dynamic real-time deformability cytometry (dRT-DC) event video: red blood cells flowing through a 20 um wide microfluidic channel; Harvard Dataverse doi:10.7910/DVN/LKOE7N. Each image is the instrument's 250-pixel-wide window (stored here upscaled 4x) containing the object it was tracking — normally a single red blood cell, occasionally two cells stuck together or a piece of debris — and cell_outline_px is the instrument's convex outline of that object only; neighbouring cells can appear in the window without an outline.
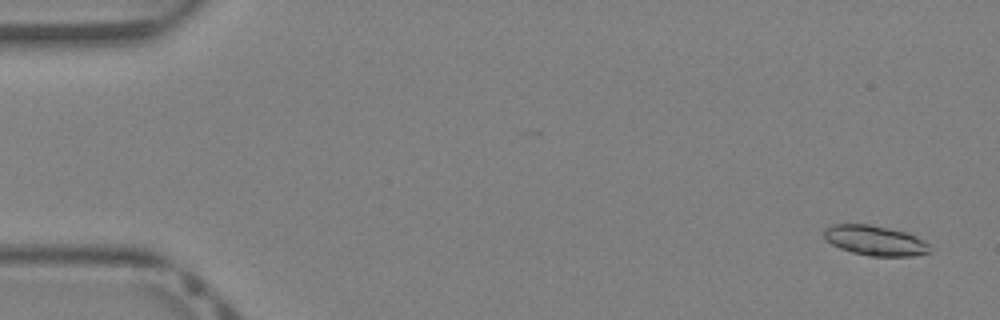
{"species": "Egyptian fruit bat (a non-hibernating species)", "species_latin": "Rousettus aegyptiacus", "temperature_condition": "warm", "stored_images_in_passage": 41, "camera_frame_rate_fps": 3000, "um_per_image_px": 0.085, "animal": {"sex": "female"}, "frame": {"image": 1, "passage_image": 2, "time_ms": 0.333, "image_size_px": [1000, 320], "cell_outline_px": [[928, 252], [912, 256], [872, 256], [852, 252], [840, 248], [832, 244], [824, 236], [824, 228], [832, 224], [868, 224], [908, 232], [924, 240], [928, 244]], "centroid_in_image_um": [74.36, 20.43], "position_along_channel_um": 10.6, "area_um2": 18.32}}
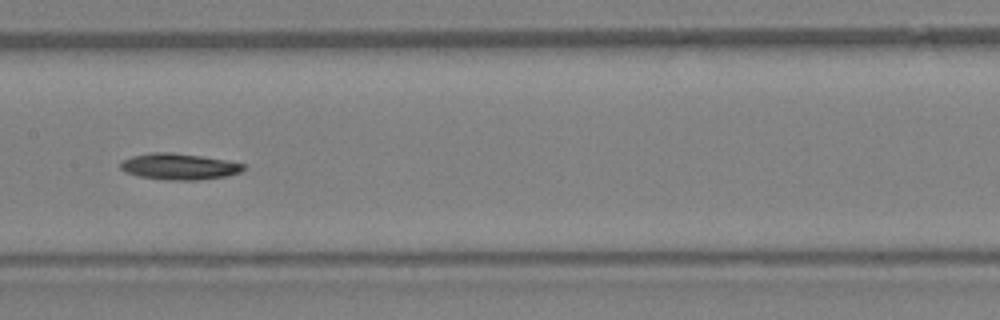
{"frame": {"image": 2, "passage_image": 21, "time_ms": 6.667, "image_size_px": [1000, 320], "cell_outline_px": [[244, 168], [240, 172], [228, 176], [200, 180], [168, 180], [140, 176], [128, 172], [120, 168], [120, 164], [124, 160], [132, 156], [152, 152], [172, 152], [228, 160], [244, 164]], "centroid_in_image_um": [15.26, 14.15], "position_along_channel_um": 192.1, "area_um2": 18.67}}
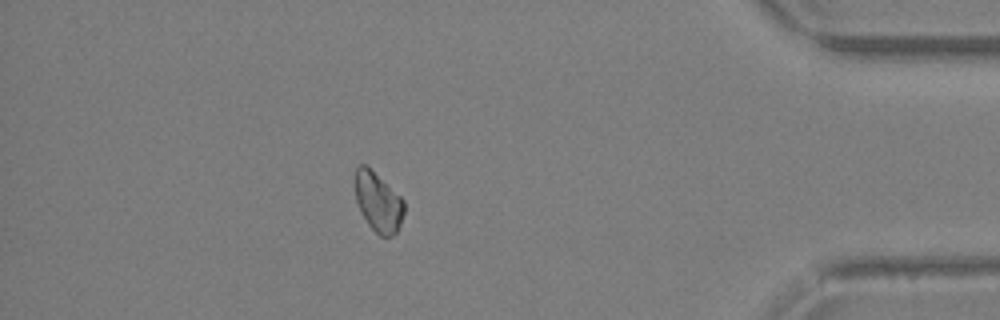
{"frame": {"image": 3, "passage_image": 36, "time_ms": 11.667, "image_size_px": [1000, 320], "cell_outline_px": [[404, 212], [400, 224], [396, 232], [392, 236], [380, 236], [368, 224], [356, 200], [352, 180], [356, 168], [360, 164], [364, 164], [400, 196], [404, 200]], "centroid_in_image_um": [32.11, 17.15], "position_along_channel_um": 403.1, "area_um2": 16.82}}